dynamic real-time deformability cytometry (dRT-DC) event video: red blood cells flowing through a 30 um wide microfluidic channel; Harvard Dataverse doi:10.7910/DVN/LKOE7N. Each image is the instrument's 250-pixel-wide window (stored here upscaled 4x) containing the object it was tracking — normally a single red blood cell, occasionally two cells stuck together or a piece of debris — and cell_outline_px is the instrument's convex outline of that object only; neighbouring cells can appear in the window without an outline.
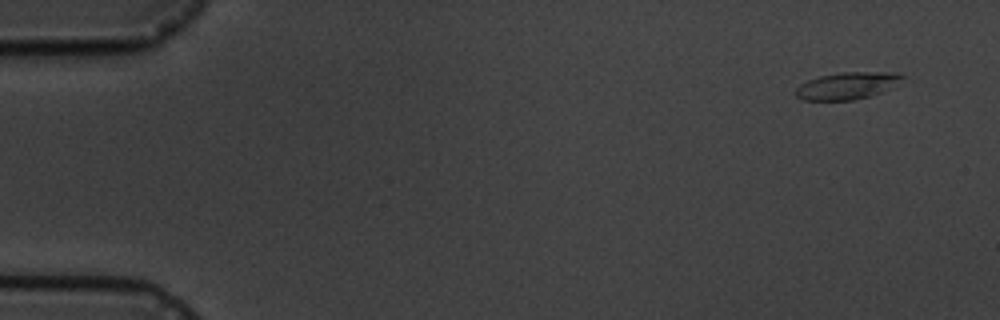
{"species": "common noctule bat (a hibernating species)", "species_latin": "Nyctalus noctula", "temperature_condition": "cold", "stored_images_in_passage": 4, "camera_frame_rate_fps": 3000, "um_per_image_px": 0.085, "animal": {"sex": "male", "body_mass_g": 19.5, "forearm_length_mm": 54.6}, "frame": {"image": 1, "passage_image": 1, "time_ms": 0.0, "image_size_px": [1000, 320], "cell_outline_px": [[904, 84], [896, 88], [884, 92], [852, 100], [804, 100], [796, 96], [796, 88], [800, 84], [808, 80], [820, 76], [844, 72], [896, 72], [904, 76]], "centroid_in_image_um": [72.14, 7.28], "position_along_channel_um": 12.9, "area_um2": 17.17}}